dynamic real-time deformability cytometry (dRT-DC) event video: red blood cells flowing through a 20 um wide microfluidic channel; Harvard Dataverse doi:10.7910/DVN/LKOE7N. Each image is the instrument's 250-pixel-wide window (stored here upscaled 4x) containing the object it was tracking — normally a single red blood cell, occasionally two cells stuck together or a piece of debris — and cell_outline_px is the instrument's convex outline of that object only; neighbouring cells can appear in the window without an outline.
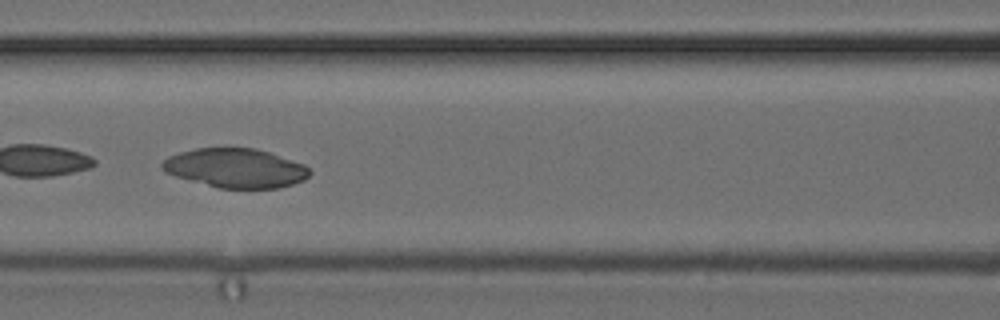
{"species": "common noctule bat (a hibernating species)", "species_latin": "Nyctalus noctula", "temperature_condition": "cold", "stored_images_in_passage": 37, "camera_frame_rate_fps": 3000, "um_per_image_px": 0.085, "animal": {"sex": "female", "body_mass_g": 24.6, "forearm_length_mm": 56.2}, "frame": {"image": 1, "passage_image": 11, "time_ms": 3.333, "image_size_px": [1000, 320], "cell_outline_px": [[312, 172], [304, 180], [292, 184], [276, 188], [220, 188], [176, 176], [164, 172], [160, 168], [160, 164], [168, 156], [180, 152], [196, 148], [256, 148], [304, 164]], "centroid_in_image_um": [20.0, 14.28], "position_along_channel_um": 146.6, "area_um2": 33.47}}